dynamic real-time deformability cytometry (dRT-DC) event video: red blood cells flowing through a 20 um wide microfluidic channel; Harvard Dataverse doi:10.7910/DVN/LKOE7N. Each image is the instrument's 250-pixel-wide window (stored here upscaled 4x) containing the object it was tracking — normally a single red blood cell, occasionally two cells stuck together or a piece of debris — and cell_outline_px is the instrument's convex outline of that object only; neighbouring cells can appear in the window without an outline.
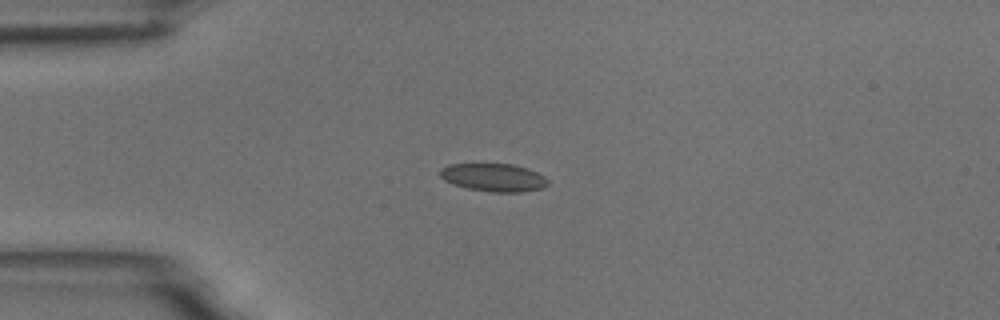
{"species": "common noctule bat (a hibernating species)", "species_latin": "Nyctalus noctula", "temperature_condition": "room temperature", "stored_images_in_passage": 2, "camera_frame_rate_fps": 3000, "um_per_image_px": 0.085, "animal": {"sex": "male", "body_mass_g": 18.8}, "frame": {"image": 1, "passage_image": 1, "time_ms": 0.0, "image_size_px": [1000, 320], "cell_outline_px": [[548, 184], [544, 188], [520, 192], [492, 192], [468, 188], [452, 184], [444, 180], [440, 176], [440, 168], [448, 164], [512, 164], [528, 168], [544, 176], [548, 180]], "centroid_in_image_um": [41.96, 15.08], "position_along_channel_um": 43.0, "area_um2": 17.63}}